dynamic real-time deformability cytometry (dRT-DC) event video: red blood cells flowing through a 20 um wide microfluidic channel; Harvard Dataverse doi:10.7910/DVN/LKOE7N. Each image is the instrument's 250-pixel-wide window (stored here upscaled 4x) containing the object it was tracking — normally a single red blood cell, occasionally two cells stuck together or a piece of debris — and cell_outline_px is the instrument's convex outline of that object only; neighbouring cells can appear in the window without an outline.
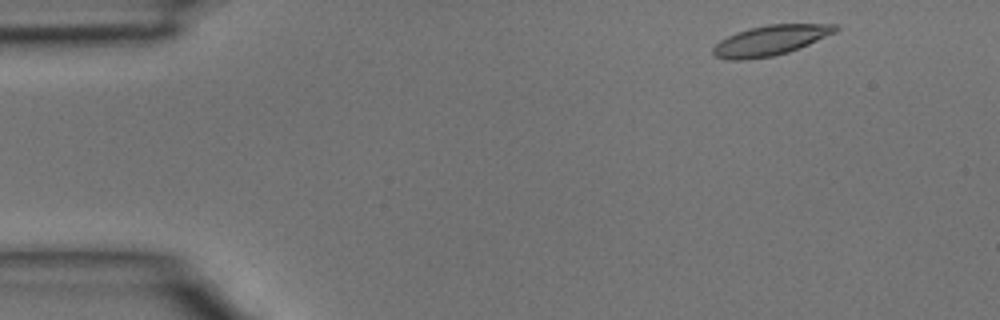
{"species": "common noctule bat (a hibernating species)", "species_latin": "Nyctalus noctula", "temperature_condition": "room temperature", "stored_images_in_passage": 3, "camera_frame_rate_fps": 3000, "um_per_image_px": 0.085, "animal": {"sex": "male", "body_mass_g": 15.6}, "frame": {"image": 1, "passage_image": 1, "time_ms": 0.0, "image_size_px": [1000, 320], "cell_outline_px": [[840, 28], [836, 32], [808, 44], [788, 52], [772, 56], [744, 60], [728, 60], [716, 56], [712, 52], [712, 48], [720, 40], [736, 32], [768, 24], [836, 24]], "centroid_in_image_um": [65.48, 3.43], "position_along_channel_um": 19.5, "area_um2": 21.27}}